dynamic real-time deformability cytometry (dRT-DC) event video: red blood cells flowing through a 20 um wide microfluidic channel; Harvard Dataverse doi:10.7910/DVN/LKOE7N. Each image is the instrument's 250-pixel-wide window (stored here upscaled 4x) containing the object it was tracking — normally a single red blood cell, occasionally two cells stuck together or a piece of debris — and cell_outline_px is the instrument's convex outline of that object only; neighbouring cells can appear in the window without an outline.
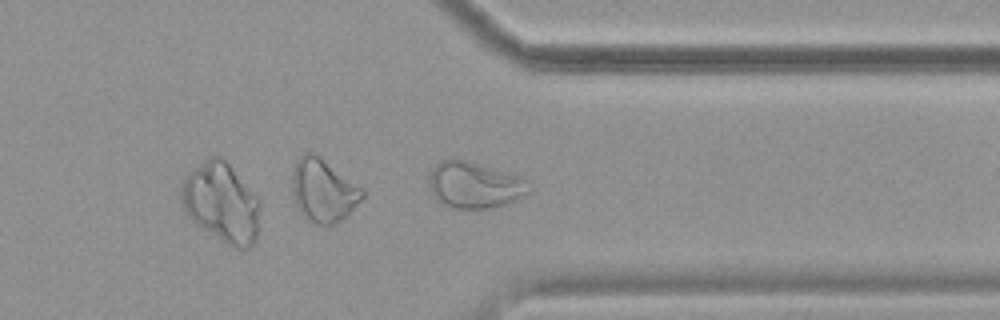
{"species": "common noctule bat (a hibernating species)", "species_latin": "Nyctalus noctula", "temperature_condition": "cold", "stored_images_in_passage": 33, "camera_frame_rate_fps": 3000, "um_per_image_px": 0.085, "animal": {"sex": "female", "body_mass_g": 19.9}, "frame": {"image": 1, "passage_image": 28, "time_ms": 9.0, "image_size_px": [1000, 320], "cell_outline_px": [[532, 192], [516, 200], [504, 204], [488, 208], [448, 208], [436, 200], [432, 196], [428, 180], [428, 176], [432, 168], [436, 164], [452, 156], [480, 164], [520, 176], [528, 180], [532, 188]], "centroid_in_image_um": [40.33, 15.72], "position_along_channel_um": 371.1, "area_um2": 27.57}, "authors_computed_cell_mechanics": {"area_um2": 20.2878, "velocity_mm_per_s": 3.5865, "shape_relaxation_time_tau1_ms": null, "shape_relaxation_time_tau2_ms": 1.2237, "deformation_change_tau1": null, "deformation_change_tau2": 0.0746}}